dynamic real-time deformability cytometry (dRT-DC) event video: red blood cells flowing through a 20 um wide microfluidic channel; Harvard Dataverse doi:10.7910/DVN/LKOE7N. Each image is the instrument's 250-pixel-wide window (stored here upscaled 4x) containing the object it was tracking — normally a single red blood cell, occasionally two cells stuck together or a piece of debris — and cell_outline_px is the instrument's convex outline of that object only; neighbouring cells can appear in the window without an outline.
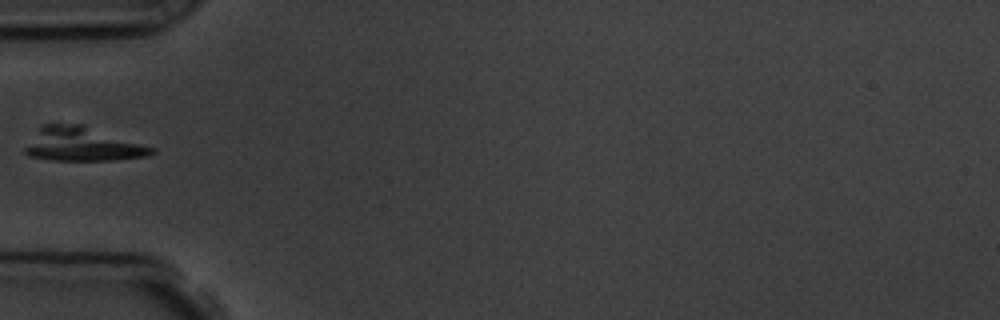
{"species": "common noctule bat (a hibernating species)", "species_latin": "Nyctalus noctula", "temperature_condition": "room temperature", "stored_images_in_passage": 7, "camera_frame_rate_fps": 3000, "um_per_image_px": 0.085, "animal": {"sex": "male", "body_mass_g": 19.5, "forearm_length_mm": 54.6}, "frame": {"image": 1, "passage_image": 7, "time_ms": 6.667, "image_size_px": [1000, 320], "cell_outline_px": [[156, 152], [148, 156], [116, 160], [52, 160], [28, 156], [24, 152], [24, 148], [40, 128], [44, 124], [84, 124], [156, 148]], "centroid_in_image_um": [7.05, 12.27], "position_along_channel_um": 77.9, "area_um2": 25.09}}